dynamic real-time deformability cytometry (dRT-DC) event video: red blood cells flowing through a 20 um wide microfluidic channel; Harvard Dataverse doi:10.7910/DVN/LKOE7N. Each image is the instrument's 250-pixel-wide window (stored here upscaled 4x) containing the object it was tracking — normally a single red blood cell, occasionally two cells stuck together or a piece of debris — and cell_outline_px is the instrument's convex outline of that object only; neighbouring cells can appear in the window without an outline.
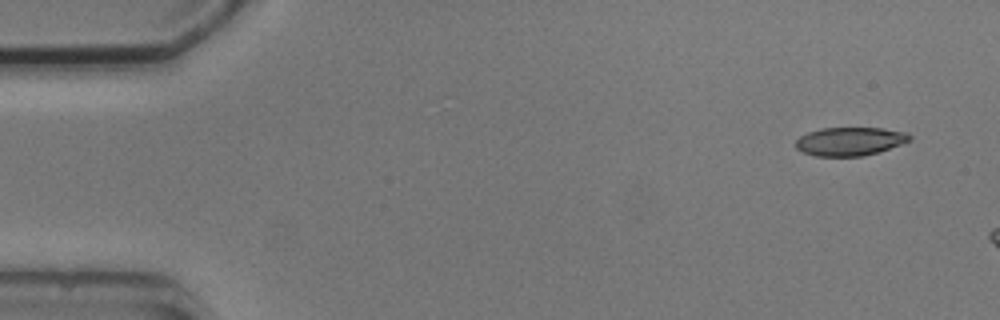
{"species": "common noctule bat (a hibernating species)", "species_latin": "Nyctalus noctula", "temperature_condition": "cold", "stored_images_in_passage": 3, "camera_frame_rate_fps": 3000, "um_per_image_px": 0.085, "animal": {"sex": "male", "body_mass_g": 20.5, "forearm_length_mm": 52.5}, "frame": {"image": 1, "passage_image": 1, "time_ms": 0.0, "image_size_px": [1000, 320], "cell_outline_px": [[912, 140], [864, 156], [816, 156], [804, 152], [796, 148], [796, 140], [800, 136], [808, 132], [820, 128], [884, 128], [908, 132], [912, 136]], "centroid_in_image_um": [72.25, 12.0], "position_along_channel_um": 12.7, "area_um2": 18.84}}